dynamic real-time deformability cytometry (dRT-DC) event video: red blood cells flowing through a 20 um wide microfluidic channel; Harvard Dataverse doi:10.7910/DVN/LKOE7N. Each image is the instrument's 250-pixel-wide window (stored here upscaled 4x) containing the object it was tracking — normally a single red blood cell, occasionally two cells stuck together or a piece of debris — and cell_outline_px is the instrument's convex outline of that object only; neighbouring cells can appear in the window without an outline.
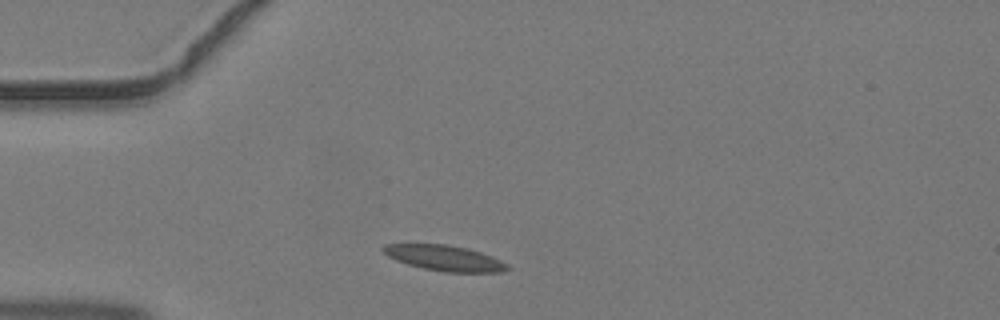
{"species": "common noctule bat (a hibernating species)", "species_latin": "Nyctalus noctula", "temperature_condition": "warm", "stored_images_in_passage": 33, "camera_frame_rate_fps": 3000, "um_per_image_px": 0.085, "animal": {"sex": "male", "body_mass_g": 19.2, "forearm_length_mm": 51.8}, "frame": {"image": 1, "passage_image": 1, "time_ms": 0.0, "image_size_px": [1000, 320], "cell_outline_px": [[512, 268], [504, 272], [448, 272], [424, 268], [408, 264], [396, 260], [388, 256], [380, 248], [384, 244], [448, 244], [468, 248], [492, 256], [508, 264]], "centroid_in_image_um": [37.82, 21.93], "position_along_channel_um": 47.2, "area_um2": 18.5}}
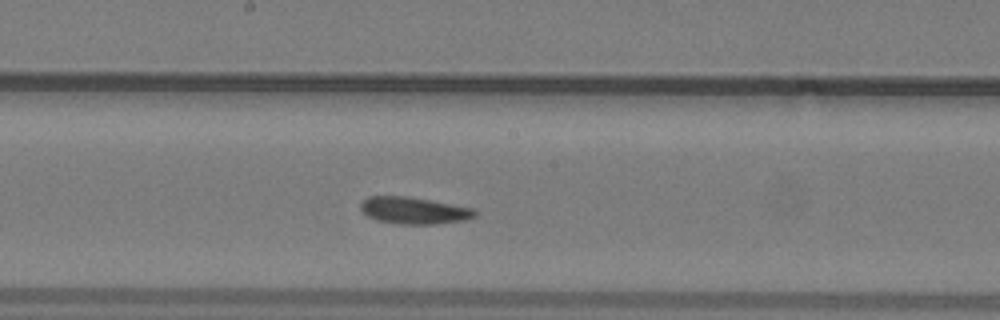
{"frame": {"image": 2, "passage_image": 13, "time_ms": 4.0, "image_size_px": [1000, 320], "cell_outline_px": [[476, 216], [468, 220], [436, 224], [400, 224], [376, 220], [368, 216], [360, 208], [360, 204], [368, 196], [408, 196], [472, 208], [476, 212]], "centroid_in_image_um": [35.19, 17.9], "position_along_channel_um": 213.0, "area_um2": 17.86}}
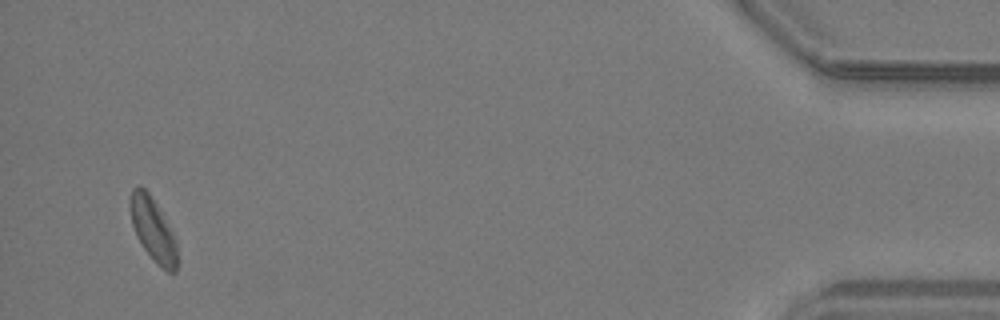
{"frame": {"image": 3, "passage_image": 32, "time_ms": 10.333, "image_size_px": [1000, 320], "cell_outline_px": [[176, 272], [168, 272], [156, 264], [144, 248], [136, 236], [132, 224], [128, 200], [132, 188], [136, 184], [140, 184], [148, 192], [156, 204], [172, 232], [176, 240]], "centroid_in_image_um": [12.95, 19.47], "position_along_channel_um": 422.2, "area_um2": 17.28}}